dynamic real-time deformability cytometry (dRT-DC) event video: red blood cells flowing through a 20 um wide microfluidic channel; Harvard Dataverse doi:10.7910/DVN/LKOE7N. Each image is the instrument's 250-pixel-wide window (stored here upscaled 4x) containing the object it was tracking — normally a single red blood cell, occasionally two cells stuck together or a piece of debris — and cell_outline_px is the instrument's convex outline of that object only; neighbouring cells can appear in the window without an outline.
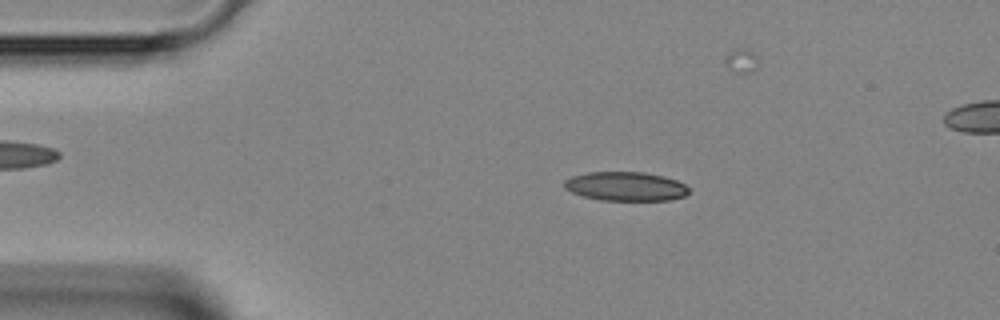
{"species": "Egyptian fruit bat (a non-hibernating species)", "species_latin": "Rousettus aegyptiacus", "temperature_condition": "room temperature", "stored_images_in_passage": 36, "camera_frame_rate_fps": 3000, "um_per_image_px": 0.085, "animal": {"sex": "female"}, "frame": {"image": 1, "passage_image": 8, "time_ms": 2.333, "image_size_px": [1000, 320], "cell_outline_px": [[688, 192], [684, 196], [668, 200], [600, 200], [584, 196], [572, 192], [564, 188], [564, 180], [572, 176], [588, 172], [644, 172], [664, 176], [676, 180], [684, 184], [688, 188]], "centroid_in_image_um": [53.16, 15.83], "position_along_channel_um": 31.8, "area_um2": 20.98}}
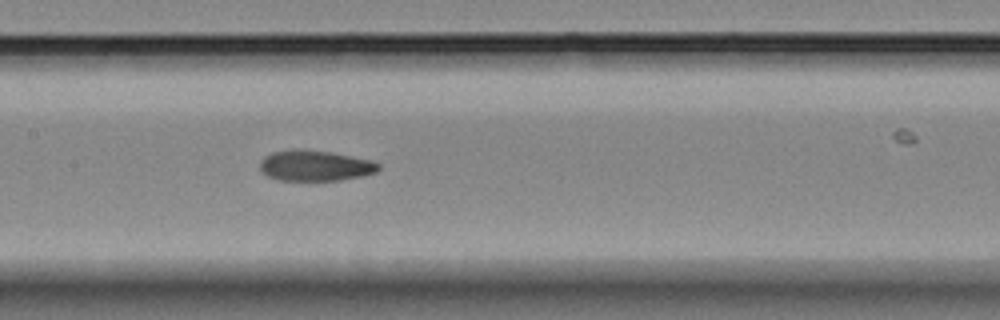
{"frame": {"image": 2, "passage_image": 21, "time_ms": 6.667, "image_size_px": [1000, 320], "cell_outline_px": [[380, 168], [376, 172], [360, 176], [340, 180], [280, 180], [268, 176], [260, 168], [260, 160], [264, 156], [272, 152], [292, 148], [332, 152], [372, 160], [380, 164]], "centroid_in_image_um": [26.78, 14.06], "position_along_channel_um": 180.6, "area_um2": 21.21}}
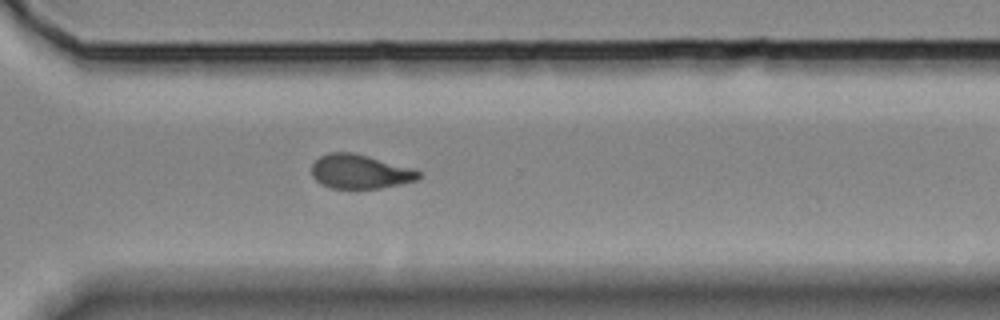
{"frame": {"image": 3, "passage_image": 32, "time_ms": 10.333, "image_size_px": [1000, 320], "cell_outline_px": [[420, 176], [416, 180], [400, 184], [380, 188], [332, 188], [320, 184], [312, 176], [312, 164], [320, 156], [328, 152], [352, 152], [368, 156], [412, 168], [420, 172]], "centroid_in_image_um": [30.57, 14.58], "position_along_channel_um": 340.0, "area_um2": 21.15}}